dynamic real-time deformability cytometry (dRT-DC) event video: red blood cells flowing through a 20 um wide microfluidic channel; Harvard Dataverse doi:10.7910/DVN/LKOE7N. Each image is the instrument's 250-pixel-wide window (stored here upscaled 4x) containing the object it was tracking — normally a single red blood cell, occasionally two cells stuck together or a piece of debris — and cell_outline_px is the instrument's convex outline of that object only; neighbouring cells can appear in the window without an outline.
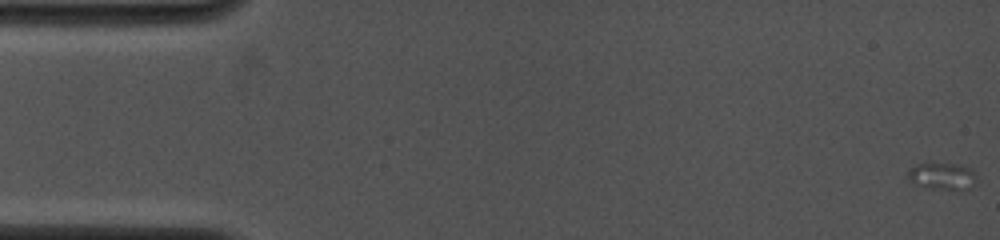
{"species": "common noctule bat (a hibernating species)", "species_latin": "Nyctalus noctula", "temperature_condition": "cold", "stored_images_in_passage": 5, "camera_frame_rate_fps": 4000, "um_per_image_px": 0.085, "animal": {"sex": "female", "body_mass_g": 19.0, "forearm_length_mm": 53.3}, "frame": {"image": 1, "passage_image": 1, "time_ms": 0.0, "image_size_px": [1000, 240], "cell_outline_px": [[976, 176], [968, 188], [960, 192], [924, 188], [908, 180], [908, 172], [916, 164], [956, 164], [968, 168]], "centroid_in_image_um": [80.05, 15.03], "position_along_channel_um": 5.0, "area_um2": 10.75}}